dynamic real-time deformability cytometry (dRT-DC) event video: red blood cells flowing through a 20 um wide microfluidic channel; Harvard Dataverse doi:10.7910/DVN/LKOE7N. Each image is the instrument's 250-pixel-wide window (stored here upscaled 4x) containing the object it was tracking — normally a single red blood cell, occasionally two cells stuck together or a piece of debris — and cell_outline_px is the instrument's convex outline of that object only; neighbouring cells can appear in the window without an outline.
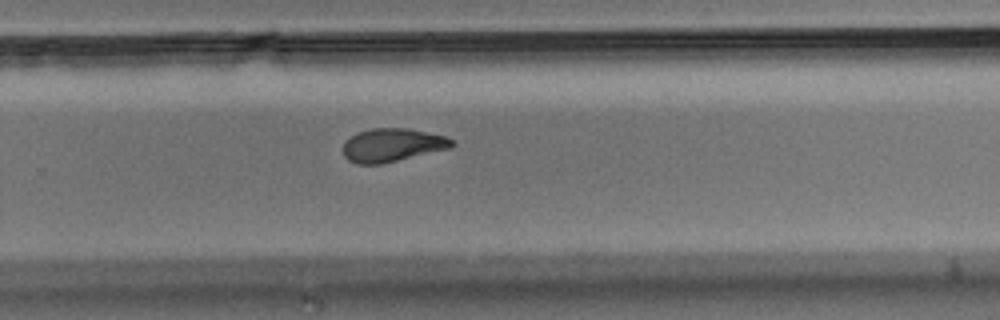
{"species": "Egyptian fruit bat (a non-hibernating species)", "species_latin": "Rousettus aegyptiacus", "temperature_condition": "room temperature", "stored_images_in_passage": 7, "camera_frame_rate_fps": 3000, "um_per_image_px": 0.085, "animal": {"sex": "male"}, "frame": {"image": 1, "passage_image": 7, "time_ms": 2.0, "image_size_px": [1000, 320], "cell_outline_px": [[456, 144], [452, 148], [380, 164], [356, 164], [348, 160], [344, 156], [344, 140], [356, 132], [372, 128], [408, 128], [448, 136]], "centroid_in_image_um": [33.36, 12.32], "position_along_channel_um": 296.4, "area_um2": 21.39}}